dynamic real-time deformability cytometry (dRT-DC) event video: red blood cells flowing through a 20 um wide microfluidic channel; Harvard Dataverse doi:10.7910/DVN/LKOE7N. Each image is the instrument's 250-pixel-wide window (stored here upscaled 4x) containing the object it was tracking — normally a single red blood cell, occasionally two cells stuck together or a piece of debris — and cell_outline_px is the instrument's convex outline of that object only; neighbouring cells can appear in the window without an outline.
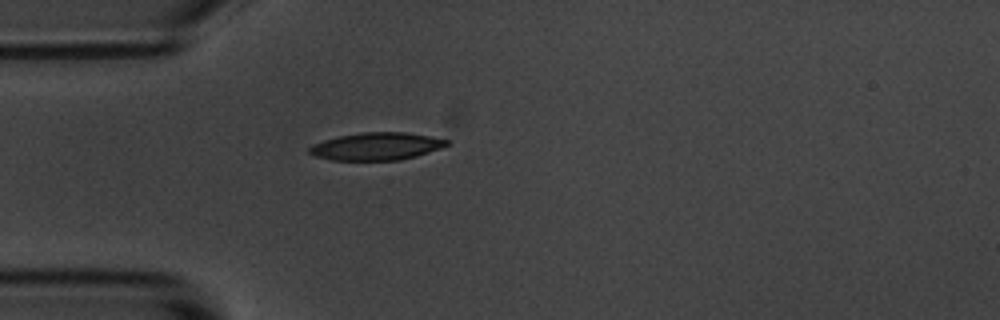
{"species": "common noctule bat (a hibernating species)", "species_latin": "Nyctalus noctula", "temperature_condition": "room temperature", "stored_images_in_passage": 1, "camera_frame_rate_fps": 3000, "um_per_image_px": 0.085, "animal": {"sex": "male", "body_mass_g": 20.1, "forearm_length_mm": 53.5}, "frame": {"image": 1, "passage_image": 1, "time_ms": 0.0, "image_size_px": [1000, 320], "cell_outline_px": [[448, 144], [440, 148], [416, 156], [400, 160], [332, 160], [316, 156], [308, 152], [308, 148], [312, 144], [324, 140], [340, 136], [360, 132], [404, 132], [428, 136], [448, 140]], "centroid_in_image_um": [31.96, 12.44], "position_along_channel_um": 53.0, "area_um2": 21.85}}